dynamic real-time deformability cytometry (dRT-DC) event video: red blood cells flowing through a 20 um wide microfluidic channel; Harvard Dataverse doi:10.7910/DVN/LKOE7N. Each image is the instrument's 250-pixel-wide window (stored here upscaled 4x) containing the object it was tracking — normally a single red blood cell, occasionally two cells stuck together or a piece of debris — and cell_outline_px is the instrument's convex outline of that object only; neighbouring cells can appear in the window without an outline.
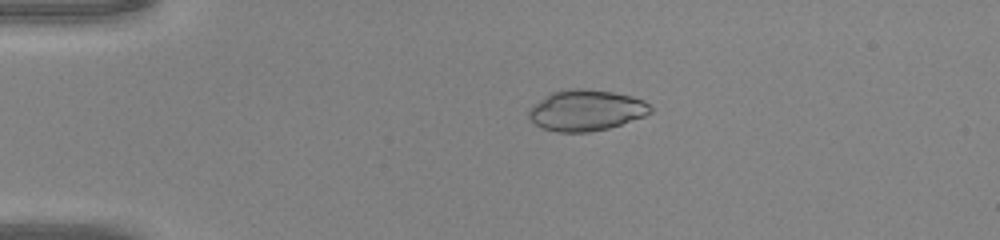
{"species": "common noctule bat (a hibernating species)", "species_latin": "Nyctalus noctula", "temperature_condition": "warm", "stored_images_in_passage": 37, "camera_frame_rate_fps": 3000, "um_per_image_px": 0.085, "animal": {"sex": "male", "body_mass_g": 20.0, "forearm_length_mm": 53.3}, "frame": {"image": 1, "passage_image": 1, "time_ms": 0.0, "image_size_px": [1000, 240], "cell_outline_px": [[652, 112], [644, 116], [608, 128], [588, 132], [556, 132], [544, 128], [536, 124], [528, 116], [528, 108], [532, 104], [544, 96], [552, 92], [572, 88], [580, 88], [612, 92], [632, 96], [644, 100], [652, 104]], "centroid_in_image_um": [49.81, 9.37], "position_along_channel_um": 35.2, "area_um2": 29.07}}
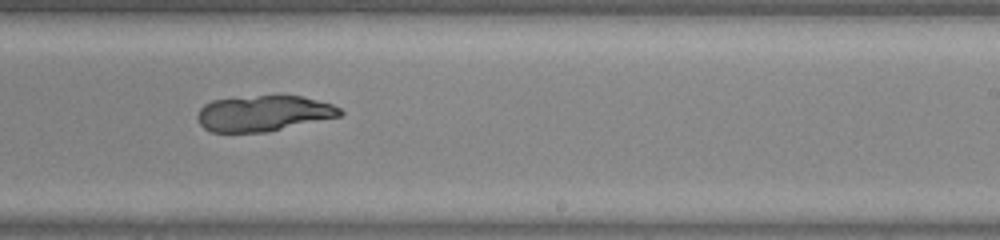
{"frame": {"image": 2, "passage_image": 20, "time_ms": 6.333, "image_size_px": [1000, 240], "cell_outline_px": [[344, 112], [340, 116], [268, 132], [212, 132], [204, 128], [200, 124], [196, 116], [200, 108], [204, 104], [212, 100], [256, 96], [300, 96], [332, 104], [340, 108]], "centroid_in_image_um": [22.38, 9.64], "position_along_channel_um": 266.6, "area_um2": 29.54}}
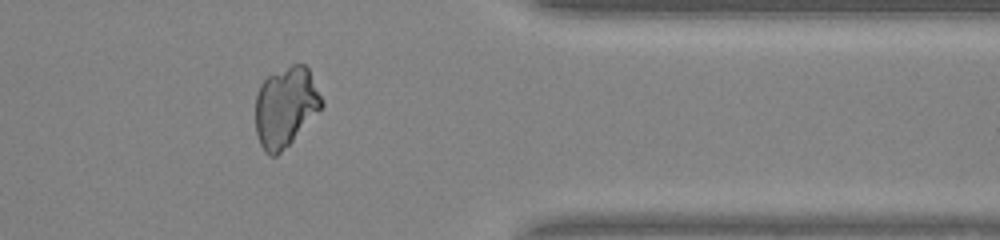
{"frame": {"image": 3, "passage_image": 29, "time_ms": 9.333, "image_size_px": [1000, 240], "cell_outline_px": [[324, 104], [292, 140], [276, 156], [268, 156], [264, 152], [260, 144], [256, 132], [256, 92], [260, 84], [268, 76], [292, 64], [304, 64], [308, 68], [324, 100]], "centroid_in_image_um": [24.26, 9.07], "position_along_channel_um": 387.1, "area_um2": 30.58}}